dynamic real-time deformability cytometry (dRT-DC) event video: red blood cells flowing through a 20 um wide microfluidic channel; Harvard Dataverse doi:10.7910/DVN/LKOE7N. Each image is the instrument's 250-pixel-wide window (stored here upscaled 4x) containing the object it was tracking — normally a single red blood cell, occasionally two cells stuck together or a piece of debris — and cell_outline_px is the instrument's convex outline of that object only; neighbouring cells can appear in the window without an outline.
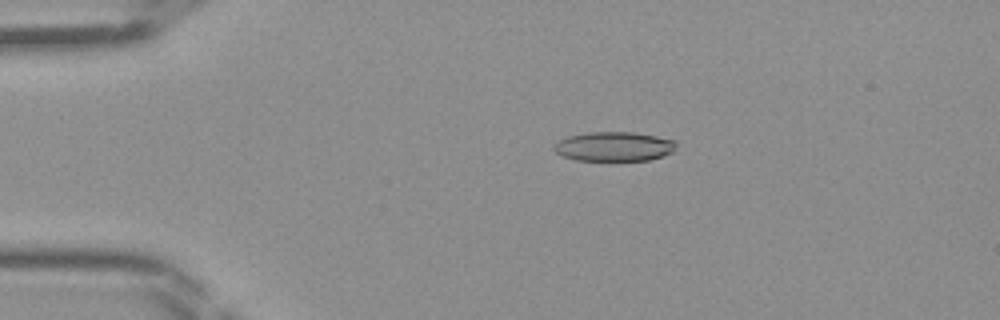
{"species": "Egyptian fruit bat (a non-hibernating species)", "species_latin": "Rousettus aegyptiacus", "temperature_condition": "room temperature", "stored_images_in_passage": 46, "camera_frame_rate_fps": 3000, "um_per_image_px": 0.085, "frame": {"image": 1, "passage_image": 10, "time_ms": 3.0, "image_size_px": [1000, 320], "cell_outline_px": [[676, 144], [672, 152], [664, 156], [648, 160], [576, 160], [560, 156], [552, 148], [552, 144], [556, 140], [568, 136], [588, 132], [636, 132], [676, 140]], "centroid_in_image_um": [52.14, 12.44], "position_along_channel_um": 32.9, "area_um2": 21.21}}
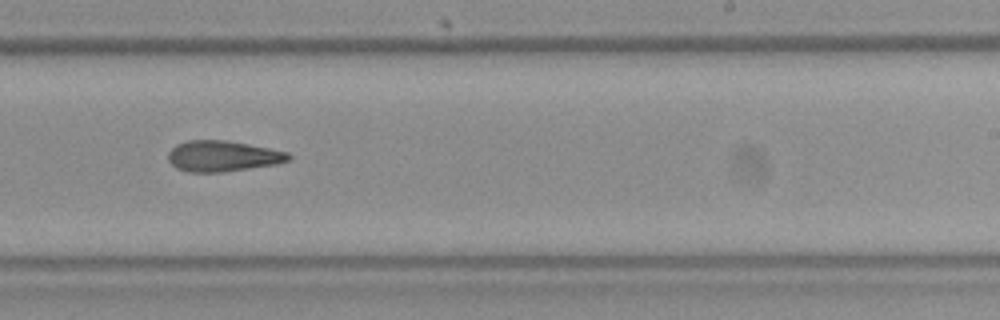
{"frame": {"image": 2, "passage_image": 29, "time_ms": 9.333, "image_size_px": [1000, 320], "cell_outline_px": [[292, 156], [288, 160], [276, 164], [224, 172], [188, 172], [176, 168], [168, 160], [168, 152], [176, 144], [188, 140], [224, 140], [248, 144], [288, 152]], "centroid_in_image_um": [18.9, 13.27], "position_along_channel_um": 270.1, "area_um2": 21.56}}
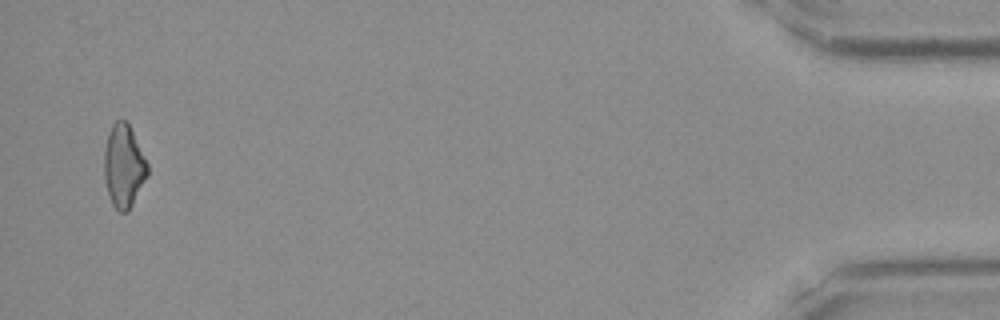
{"frame": {"image": 3, "passage_image": 45, "time_ms": 14.667, "image_size_px": [1000, 320], "cell_outline_px": [[148, 176], [128, 212], [120, 212], [112, 204], [108, 196], [104, 176], [104, 152], [108, 132], [112, 124], [116, 120], [128, 120], [148, 164]], "centroid_in_image_um": [10.52, 14.1], "position_along_channel_um": 424.7, "area_um2": 21.21}}